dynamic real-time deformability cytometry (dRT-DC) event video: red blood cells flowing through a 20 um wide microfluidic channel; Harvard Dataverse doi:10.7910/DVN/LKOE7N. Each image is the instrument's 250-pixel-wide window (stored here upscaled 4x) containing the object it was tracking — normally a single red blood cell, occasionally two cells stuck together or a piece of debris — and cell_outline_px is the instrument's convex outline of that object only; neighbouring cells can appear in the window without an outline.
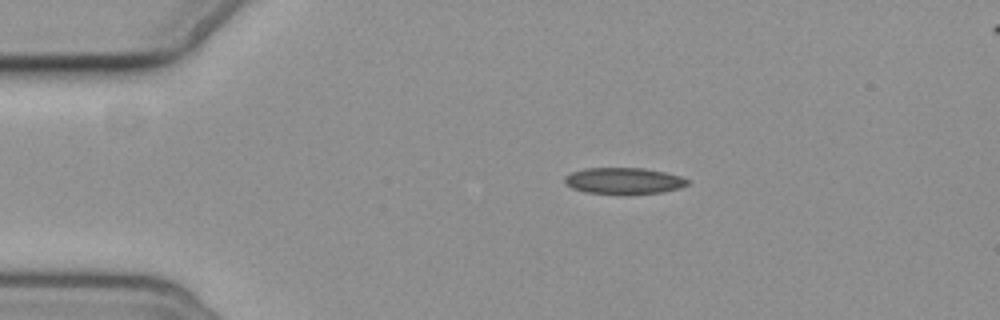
{"species": "common noctule bat (a hibernating species)", "species_latin": "Nyctalus noctula", "temperature_condition": "cold", "stored_images_in_passage": 3, "camera_frame_rate_fps": 3000, "um_per_image_px": 0.085, "animal": {"sex": "female", "body_mass_g": 19.3, "forearm_length_mm": 54.1}, "frame": {"image": 1, "passage_image": 1, "time_ms": 0.0, "image_size_px": [1000, 320], "cell_outline_px": [[692, 180], [688, 184], [680, 188], [664, 192], [584, 192], [572, 188], [564, 180], [564, 176], [572, 172], [584, 168], [644, 168], [664, 172], [680, 176]], "centroid_in_image_um": [53.05, 15.33], "position_along_channel_um": 32.0, "area_um2": 18.32}}